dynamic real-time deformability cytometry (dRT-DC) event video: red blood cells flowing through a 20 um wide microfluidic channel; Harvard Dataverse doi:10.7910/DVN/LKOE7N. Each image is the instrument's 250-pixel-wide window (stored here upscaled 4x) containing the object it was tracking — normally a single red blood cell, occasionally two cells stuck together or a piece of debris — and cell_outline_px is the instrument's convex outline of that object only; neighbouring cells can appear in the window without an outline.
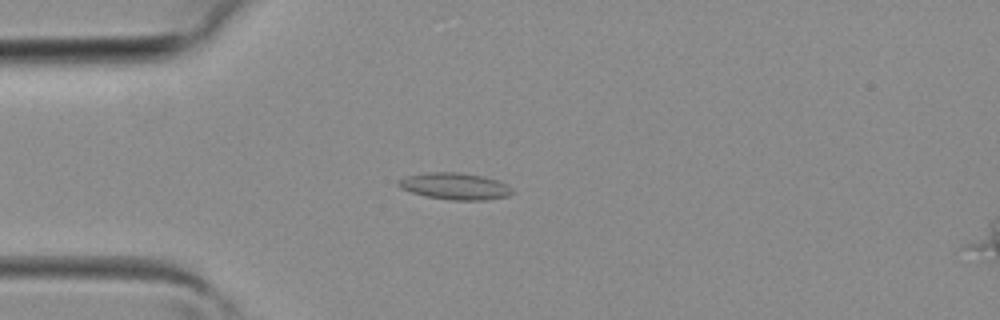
{"species": "common noctule bat (a hibernating species)", "species_latin": "Nyctalus noctula", "temperature_condition": "room temperature", "stored_images_in_passage": 12, "segment_of_instrument_passage": [1, 2], "camera_frame_rate_fps": 3000, "um_per_image_px": 0.085, "animal": {"sex": "female", "body_mass_g": 19.3, "forearm_length_mm": 54.1}, "frame": {"image": 1, "passage_image": 10, "time_ms": 3.0, "image_size_px": [1000, 320], "cell_outline_px": [[512, 192], [508, 196], [484, 200], [452, 200], [424, 196], [400, 188], [396, 184], [396, 180], [404, 176], [428, 172], [456, 172], [484, 176], [496, 180], [512, 188]], "centroid_in_image_um": [38.6, 15.82], "position_along_channel_um": 46.4, "area_um2": 17.74}}